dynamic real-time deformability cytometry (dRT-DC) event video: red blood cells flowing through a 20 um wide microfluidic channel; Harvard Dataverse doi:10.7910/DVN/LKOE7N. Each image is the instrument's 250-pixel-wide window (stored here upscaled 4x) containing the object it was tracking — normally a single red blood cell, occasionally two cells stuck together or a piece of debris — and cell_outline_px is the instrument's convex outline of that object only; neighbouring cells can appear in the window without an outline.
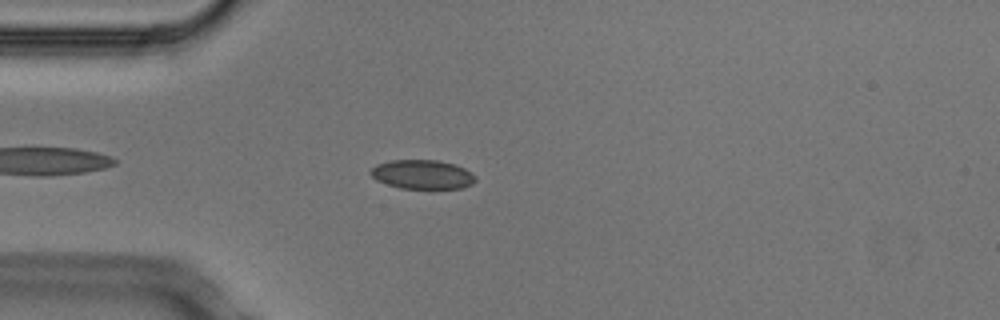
{"species": "Egyptian fruit bat (a non-hibernating species)", "species_latin": "Rousettus aegyptiacus", "temperature_condition": "cold", "stored_images_in_passage": 45, "camera_frame_rate_fps": 3000, "um_per_image_px": 0.085, "animal": {"sex": "male"}, "frame": {"image": 1, "passage_image": 6, "time_ms": 1.667, "image_size_px": [1000, 320], "cell_outline_px": [[476, 180], [472, 184], [460, 188], [400, 188], [376, 180], [368, 172], [376, 164], [392, 160], [436, 160], [456, 164], [472, 172], [476, 176]], "centroid_in_image_um": [35.91, 14.82], "position_along_channel_um": 49.1, "area_um2": 17.8}}
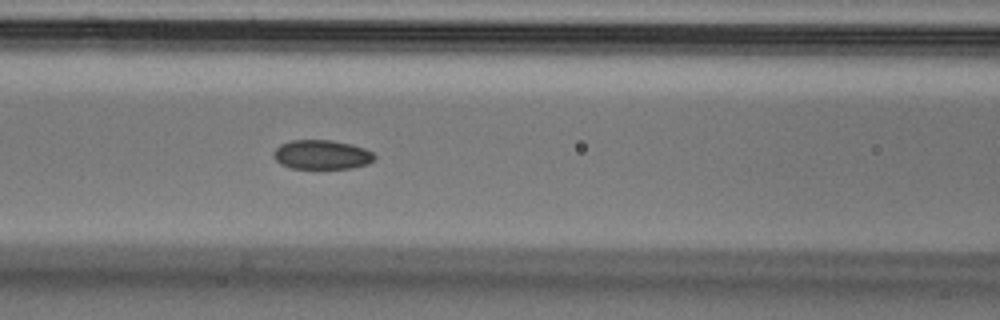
{"frame": {"image": 2, "passage_image": 14, "time_ms": 4.333, "image_size_px": [1000, 320], "cell_outline_px": [[376, 156], [368, 164], [352, 168], [292, 168], [280, 164], [276, 160], [276, 148], [280, 144], [292, 140], [332, 140], [352, 144], [364, 148], [372, 152]], "centroid_in_image_um": [27.38, 13.14], "position_along_channel_um": 139.2, "area_um2": 17.05}}
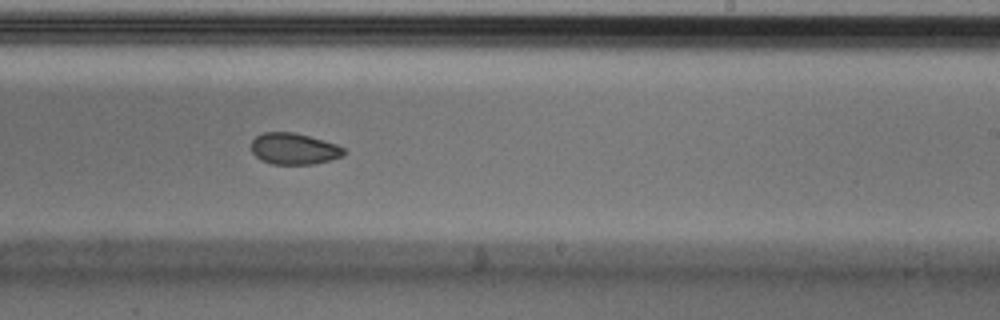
{"frame": {"image": 3, "passage_image": 24, "time_ms": 7.667, "image_size_px": [1000, 320], "cell_outline_px": [[344, 156], [312, 164], [272, 164], [260, 160], [252, 152], [252, 140], [256, 136], [264, 132], [292, 132], [308, 136], [336, 144], [344, 148]], "centroid_in_image_um": [24.96, 12.65], "position_along_channel_um": 264.0, "area_um2": 16.76}, "authors_computed_cell_mechanics": {"area_um2": 17.8024, "velocity_mm_per_s": 3.7479, "shape_relaxation_time_tau1_ms": null, "shape_relaxation_time_tau2_ms": 5.2985, "deformation_change_tau1": null, "deformation_change_tau2": 0.0776}}